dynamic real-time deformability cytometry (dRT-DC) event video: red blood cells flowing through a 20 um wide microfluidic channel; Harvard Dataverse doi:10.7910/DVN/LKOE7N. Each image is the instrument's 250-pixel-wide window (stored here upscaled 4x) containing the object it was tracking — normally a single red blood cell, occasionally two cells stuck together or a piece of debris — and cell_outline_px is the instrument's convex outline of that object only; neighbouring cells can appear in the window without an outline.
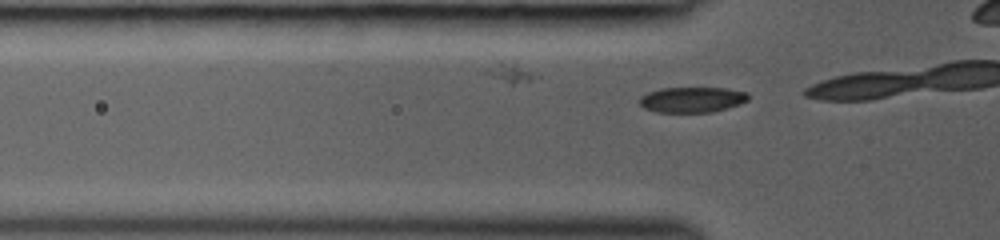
{"species": "common noctule bat (a hibernating species)", "species_latin": "Nyctalus noctula", "temperature_condition": "room temperature", "stored_images_in_passage": 12, "camera_frame_rate_fps": 3000, "um_per_image_px": 0.085, "animal": {"sex": "female", "body_mass_g": 19.0, "forearm_length_mm": 53.3}, "frame": {"image": 1, "passage_image": 12, "time_ms": 2.333, "image_size_px": [1000, 240], "cell_outline_px": [[748, 100], [740, 104], [712, 112], [656, 112], [644, 108], [640, 104], [640, 96], [648, 92], [660, 88], [724, 88], [748, 92]], "centroid_in_image_um": [58.82, 8.47], "position_along_channel_um": 67.0, "area_um2": 16.13}}